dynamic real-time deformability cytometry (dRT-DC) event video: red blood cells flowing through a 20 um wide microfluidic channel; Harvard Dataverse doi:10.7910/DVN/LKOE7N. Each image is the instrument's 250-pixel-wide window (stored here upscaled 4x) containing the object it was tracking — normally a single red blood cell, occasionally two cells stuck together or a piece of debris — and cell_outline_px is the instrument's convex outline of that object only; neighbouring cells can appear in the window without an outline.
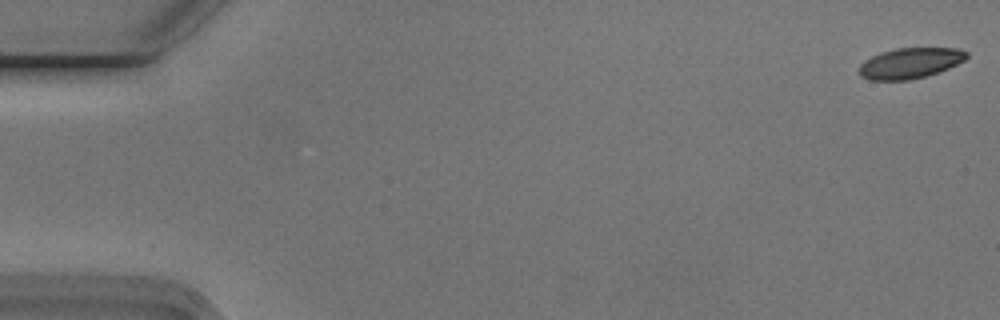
{"species": "Egyptian fruit bat (a non-hibernating species)", "species_latin": "Rousettus aegyptiacus", "temperature_condition": "cold", "stored_images_in_passage": 55, "camera_frame_rate_fps": 3000, "um_per_image_px": 0.085, "animal": {"sex": "male"}, "frame": {"image": 1, "passage_image": 1, "time_ms": 0.0, "image_size_px": [1000, 320], "cell_outline_px": [[968, 56], [964, 60], [948, 68], [924, 76], [908, 80], [868, 80], [860, 76], [860, 64], [864, 60], [880, 52], [896, 48], [956, 48], [968, 52]], "centroid_in_image_um": [77.33, 5.36], "position_along_channel_um": 7.7, "area_um2": 19.02}}
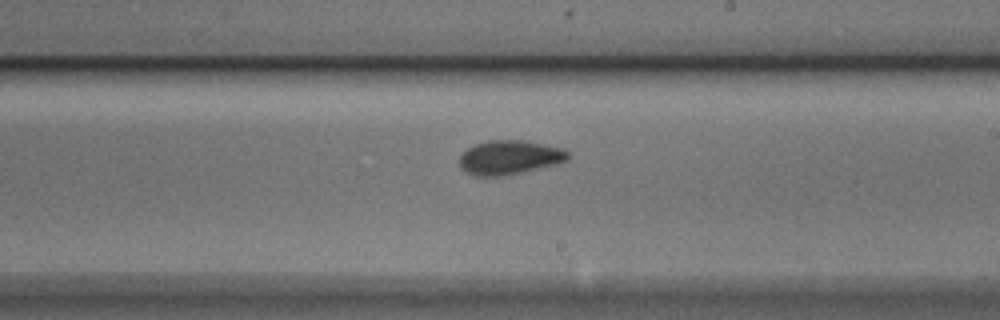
{"frame": {"image": 2, "passage_image": 32, "time_ms": 10.333, "image_size_px": [1000, 320], "cell_outline_px": [[568, 160], [556, 164], [524, 172], [504, 176], [472, 176], [464, 172], [460, 168], [460, 156], [468, 148], [476, 144], [488, 140], [520, 140], [560, 148], [568, 152]], "centroid_in_image_um": [43.26, 13.4], "position_along_channel_um": 245.7, "area_um2": 21.5}}
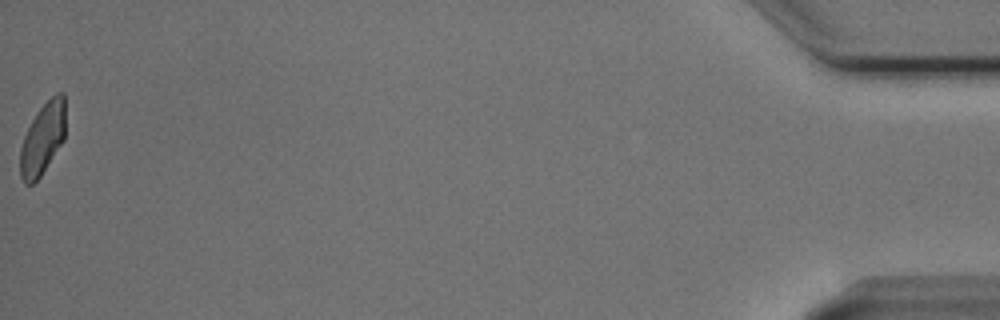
{"frame": {"image": 3, "passage_image": 55, "time_ms": 18.0, "image_size_px": [1000, 320], "cell_outline_px": [[64, 140], [40, 176], [32, 184], [24, 184], [20, 176], [20, 148], [24, 136], [36, 112], [56, 92], [64, 92]], "centroid_in_image_um": [3.61, 11.79], "position_along_channel_um": 431.6, "area_um2": 18.73}, "authors_computed_cell_mechanics": {"area_um2": 20.4034, "velocity_mm_per_s": 3.7537, "shape_relaxation_time_tau1_ms": 3.189, "shape_relaxation_time_tau2_ms": 2.4286, "deformation_change_tau1": 0.1108, "deformation_change_tau2": 0.0576}}